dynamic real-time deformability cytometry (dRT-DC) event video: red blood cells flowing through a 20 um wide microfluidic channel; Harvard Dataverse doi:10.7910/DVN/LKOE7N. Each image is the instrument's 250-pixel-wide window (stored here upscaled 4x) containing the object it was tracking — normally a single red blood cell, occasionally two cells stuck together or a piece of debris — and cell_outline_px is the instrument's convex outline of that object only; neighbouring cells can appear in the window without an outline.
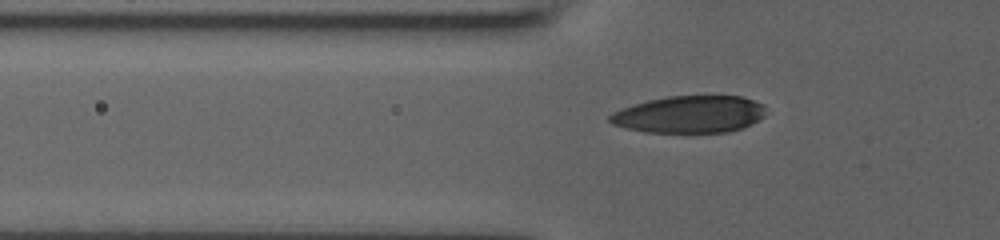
{"species": "human", "species_latin": "Homo sapiens", "temperature_condition": "room temperature", "stored_images_in_passage": 33, "segment_of_instrument_passage": [1, 2], "camera_frame_rate_fps": 3000, "um_per_image_px": 0.085, "donor": {"sex": "male"}, "frame": {"image": 1, "passage_image": 6, "time_ms": 1.333, "image_size_px": [1000, 240], "cell_outline_px": [[764, 116], [740, 128], [728, 132], [644, 132], [612, 124], [608, 120], [608, 116], [612, 112], [648, 100], [668, 96], [740, 96], [764, 104]], "centroid_in_image_um": [58.59, 9.72], "position_along_channel_um": 67.2, "area_um2": 33.35}}
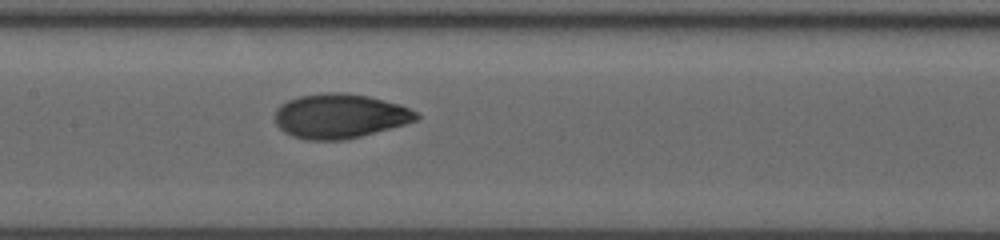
{"frame": {"image": 2, "passage_image": 18, "time_ms": 4.333, "image_size_px": [1000, 240], "cell_outline_px": [[420, 116], [416, 120], [404, 124], [360, 136], [344, 140], [304, 140], [292, 136], [284, 132], [276, 124], [276, 108], [280, 104], [288, 100], [300, 96], [324, 92], [348, 92], [368, 96], [400, 104], [416, 112]], "centroid_in_image_um": [28.86, 9.86], "position_along_channel_um": 178.5, "area_um2": 36.65}}
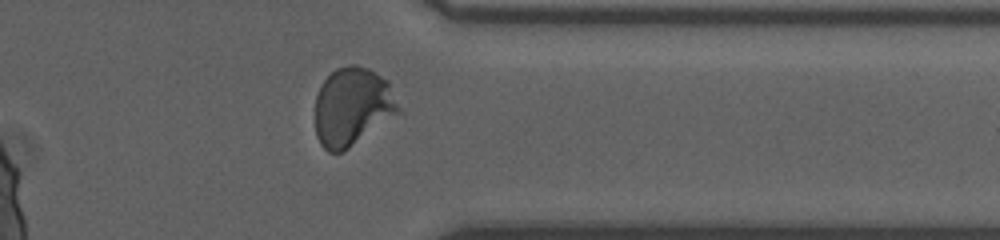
{"frame": {"image": 3, "passage_image": 27, "time_ms": 9.667, "image_size_px": [1000, 240], "cell_outline_px": [[404, 112], [344, 152], [328, 152], [320, 144], [316, 136], [316, 96], [324, 80], [336, 68], [348, 64], [356, 64], [368, 68], [388, 80]], "centroid_in_image_um": [30.02, 9.09], "position_along_channel_um": 381.4, "area_um2": 38.96}}